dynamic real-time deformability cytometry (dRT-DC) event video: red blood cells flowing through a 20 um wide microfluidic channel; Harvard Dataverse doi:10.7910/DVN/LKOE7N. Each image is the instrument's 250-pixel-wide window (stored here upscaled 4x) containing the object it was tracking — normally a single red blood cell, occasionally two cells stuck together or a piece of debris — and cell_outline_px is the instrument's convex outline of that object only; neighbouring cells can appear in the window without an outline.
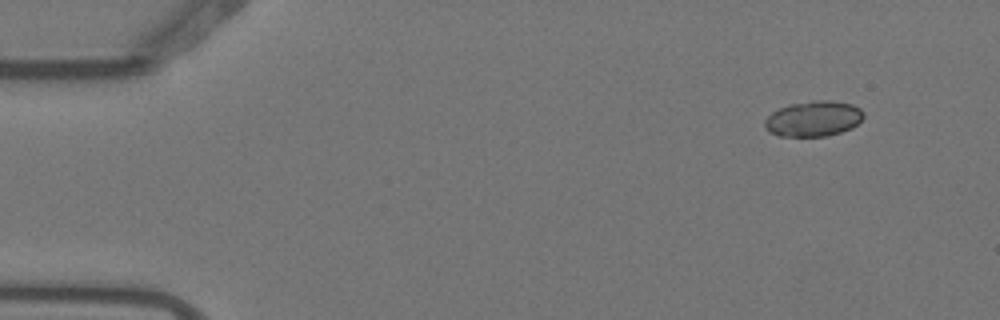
{"species": "Egyptian fruit bat (a non-hibernating species)", "species_latin": "Rousettus aegyptiacus", "temperature_condition": "warm", "stored_images_in_passage": 4, "camera_frame_rate_fps": 3000, "um_per_image_px": 0.085, "animal": {"sex": "female"}, "frame": {"image": 1, "passage_image": 1, "time_ms": 0.0, "image_size_px": [1000, 320], "cell_outline_px": [[864, 116], [852, 128], [840, 132], [824, 136], [780, 136], [768, 132], [764, 128], [764, 120], [772, 112], [788, 104], [812, 100], [832, 100], [852, 104], [860, 108], [864, 112]], "centroid_in_image_um": [69.12, 10.08], "position_along_channel_um": 15.9, "area_um2": 20.58}}
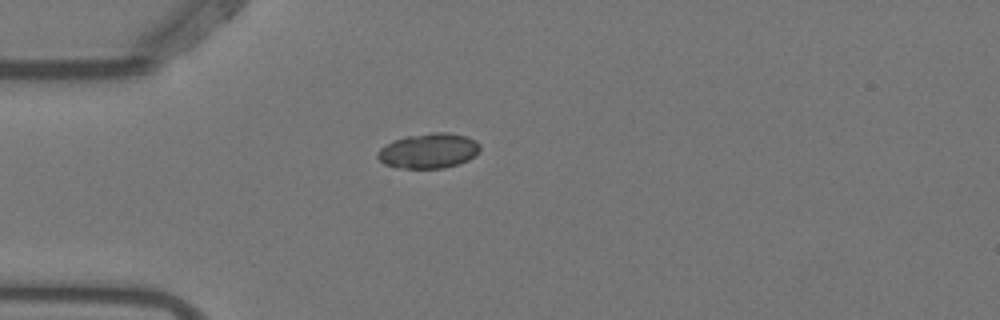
{"frame": {"image": 2, "passage_image": 3, "time_ms": 0.667, "image_size_px": [1000, 320], "cell_outline_px": [[480, 148], [476, 156], [468, 160], [444, 168], [396, 168], [384, 164], [376, 156], [376, 152], [380, 148], [392, 140], [408, 136], [432, 132], [448, 132], [464, 136], [476, 140], [480, 144]], "centroid_in_image_um": [36.42, 12.82], "position_along_channel_um": 48.6, "area_um2": 21.04}}